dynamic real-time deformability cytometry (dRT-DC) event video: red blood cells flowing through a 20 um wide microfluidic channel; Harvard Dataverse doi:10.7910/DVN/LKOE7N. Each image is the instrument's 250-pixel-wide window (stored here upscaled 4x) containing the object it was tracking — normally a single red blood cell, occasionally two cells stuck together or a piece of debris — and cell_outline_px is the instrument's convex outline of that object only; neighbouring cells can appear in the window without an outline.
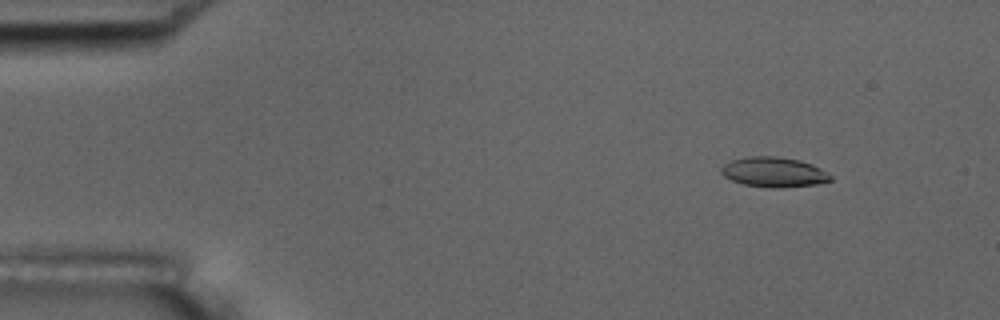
{"species": "common noctule bat (a hibernating species)", "species_latin": "Nyctalus noctula", "temperature_condition": "room temperature", "stored_images_in_passage": 5, "camera_frame_rate_fps": 3000, "um_per_image_px": 0.085, "animal": {"sex": "male", "body_mass_g": 17.5, "forearm_length_mm": 52.3}, "frame": {"image": 1, "passage_image": 2, "time_ms": 1.0, "image_size_px": [1000, 320], "cell_outline_px": [[832, 180], [816, 184], [780, 188], [772, 188], [744, 184], [732, 180], [724, 176], [720, 172], [720, 168], [724, 164], [732, 160], [748, 156], [776, 156], [800, 160], [812, 164], [820, 168], [832, 176]], "centroid_in_image_um": [65.77, 14.62], "position_along_channel_um": 19.2, "area_um2": 19.07}}